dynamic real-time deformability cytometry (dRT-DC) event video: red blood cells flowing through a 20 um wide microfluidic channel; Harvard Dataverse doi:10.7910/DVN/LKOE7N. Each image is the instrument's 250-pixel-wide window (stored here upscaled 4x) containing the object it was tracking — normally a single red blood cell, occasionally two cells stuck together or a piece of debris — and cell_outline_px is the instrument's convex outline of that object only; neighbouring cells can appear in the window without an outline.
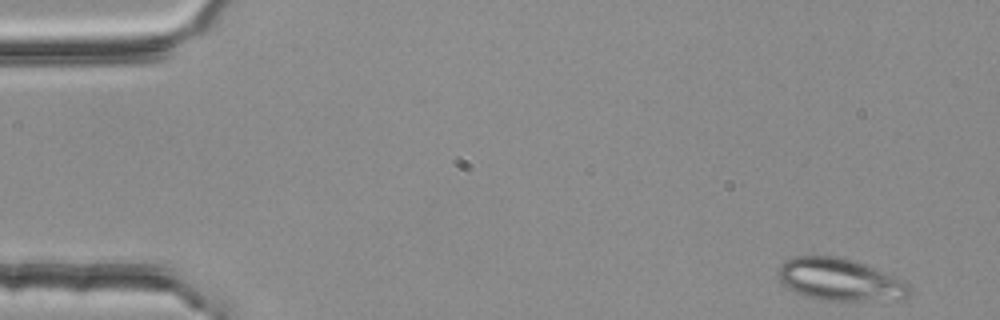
{"species": "common noctule bat (a hibernating species)", "species_latin": "Nyctalus noctula", "temperature_condition": "room temperature", "stored_images_in_passage": 3, "camera_frame_rate_fps": 3000, "um_per_image_px": 0.085, "animal": {"sex": "female", "body_mass_g": 25.1}, "frame": {"image": 1, "passage_image": 1, "time_ms": 0.0, "image_size_px": [1000, 320], "cell_outline_px": [[912, 288], [908, 296], [860, 300], [828, 300], [808, 296], [796, 292], [788, 288], [780, 280], [776, 272], [780, 264], [784, 260], [792, 256], [836, 256], [852, 260], [864, 264], [896, 276], [904, 280]], "centroid_in_image_um": [71.33, 23.73], "position_along_channel_um": 13.7, "area_um2": 31.79}}